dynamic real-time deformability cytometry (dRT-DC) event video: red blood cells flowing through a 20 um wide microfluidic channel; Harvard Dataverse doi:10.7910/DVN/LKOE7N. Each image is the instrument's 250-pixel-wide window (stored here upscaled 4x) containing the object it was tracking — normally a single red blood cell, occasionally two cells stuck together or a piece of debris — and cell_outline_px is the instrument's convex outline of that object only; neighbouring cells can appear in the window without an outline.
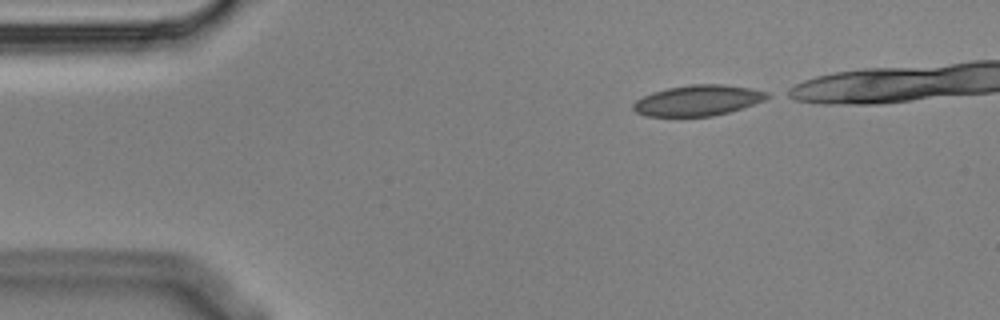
{"species": "Egyptian fruit bat (a non-hibernating species)", "species_latin": "Rousettus aegyptiacus", "temperature_condition": "cold", "stored_images_in_passage": 4, "camera_frame_rate_fps": 3000, "um_per_image_px": 0.085, "animal": {"sex": "male"}, "frame": {"image": 1, "passage_image": 1, "time_ms": 0.0, "image_size_px": [1000, 320], "cell_outline_px": [[772, 96], [764, 100], [728, 112], [712, 116], [644, 116], [636, 112], [632, 108], [632, 104], [636, 100], [652, 92], [668, 88], [688, 84], [724, 84], [748, 88], [768, 92]], "centroid_in_image_um": [59.29, 8.53], "position_along_channel_um": 25.7, "area_um2": 23.81}}